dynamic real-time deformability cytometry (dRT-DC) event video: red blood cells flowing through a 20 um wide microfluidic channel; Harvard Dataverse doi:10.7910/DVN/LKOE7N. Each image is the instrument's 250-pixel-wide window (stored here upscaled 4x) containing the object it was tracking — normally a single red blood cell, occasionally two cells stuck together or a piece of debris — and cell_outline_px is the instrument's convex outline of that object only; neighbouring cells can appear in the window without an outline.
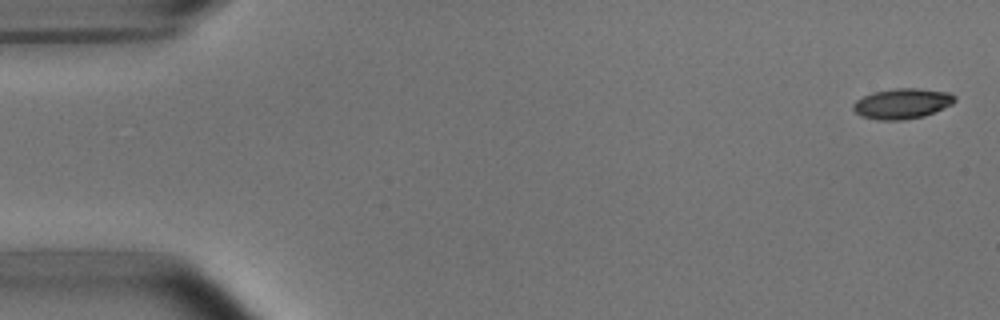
{"species": "common noctule bat (a hibernating species)", "species_latin": "Nyctalus noctula", "temperature_condition": "room temperature", "stored_images_in_passage": 5, "segment_of_instrument_passage": [1, 2], "camera_frame_rate_fps": 3000, "um_per_image_px": 0.085, "animal": {"sex": "male", "body_mass_g": 15.6}, "frame": {"image": 1, "passage_image": 1, "time_ms": 0.0, "image_size_px": [1000, 320], "cell_outline_px": [[956, 100], [952, 104], [924, 116], [904, 120], [876, 120], [860, 116], [852, 108], [852, 104], [856, 100], [872, 92], [892, 88], [916, 88], [948, 92], [956, 96]], "centroid_in_image_um": [76.66, 8.8], "position_along_channel_um": 8.3, "area_um2": 18.09}}
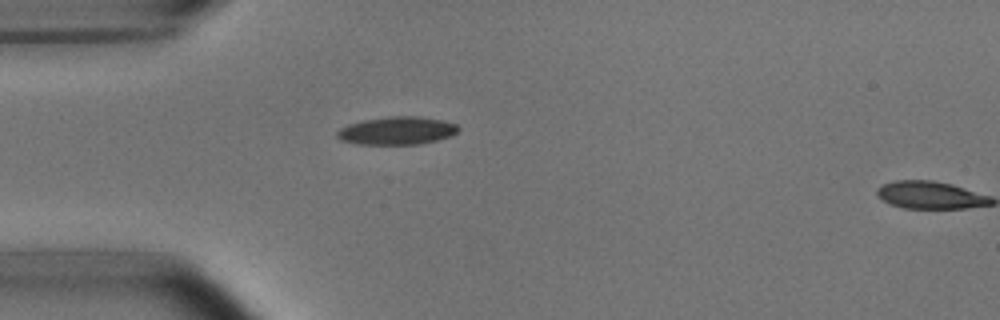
{"frame": {"image": 2, "passage_image": 4, "time_ms": 1.0, "image_size_px": [1000, 320], "cell_outline_px": [[460, 128], [456, 132], [448, 136], [436, 140], [420, 144], [360, 144], [340, 140], [336, 136], [336, 132], [340, 128], [348, 124], [364, 120], [388, 116], [416, 116], [440, 120], [456, 124]], "centroid_in_image_um": [33.69, 11.1], "position_along_channel_um": 51.3, "area_um2": 19.54}}